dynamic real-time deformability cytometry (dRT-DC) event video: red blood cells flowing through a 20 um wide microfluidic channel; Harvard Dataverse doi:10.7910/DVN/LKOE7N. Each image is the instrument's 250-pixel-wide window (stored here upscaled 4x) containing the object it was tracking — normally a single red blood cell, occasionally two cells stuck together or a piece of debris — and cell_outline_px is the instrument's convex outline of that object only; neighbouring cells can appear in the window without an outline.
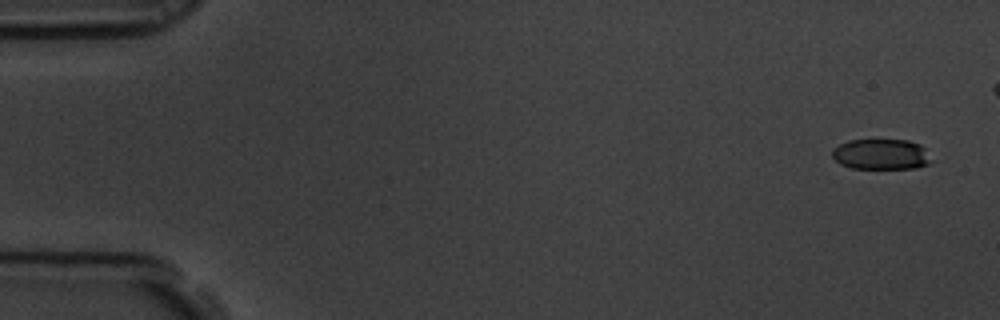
{"species": "common noctule bat (a hibernating species)", "species_latin": "Nyctalus noctula", "temperature_condition": "room temperature", "stored_images_in_passage": 10, "camera_frame_rate_fps": 3000, "um_per_image_px": 0.085, "animal": {"sex": "male", "body_mass_g": 19.5, "forearm_length_mm": 54.6}, "frame": {"image": 1, "passage_image": 1, "time_ms": 0.0, "image_size_px": [1000, 320], "cell_outline_px": [[936, 160], [928, 164], [916, 168], [852, 168], [840, 164], [832, 156], [832, 148], [848, 140], [908, 140], [920, 144]], "centroid_in_image_um": [74.94, 13.11], "position_along_channel_um": 10.1, "area_um2": 17.86}}
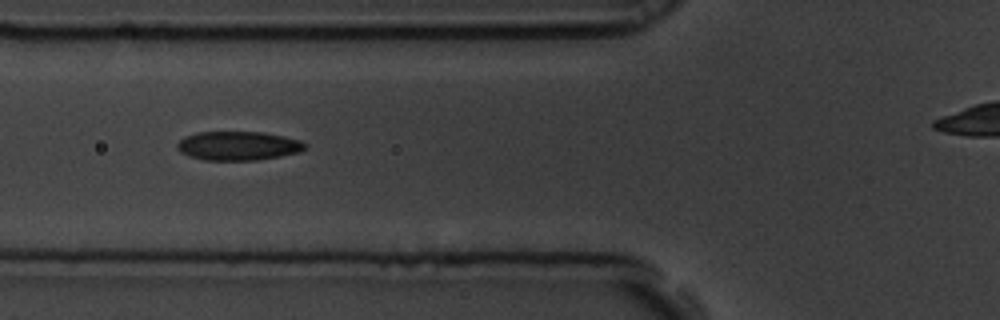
{"frame": {"image": 2, "passage_image": 6, "time_ms": 1.667, "image_size_px": [1000, 320], "cell_outline_px": [[308, 144], [304, 148], [296, 152], [280, 156], [256, 160], [204, 160], [188, 156], [180, 152], [176, 148], [176, 144], [184, 136], [196, 132], [264, 132], [284, 136], [300, 140]], "centroid_in_image_um": [20.19, 12.39], "position_along_channel_um": 105.6, "area_um2": 21.62}}
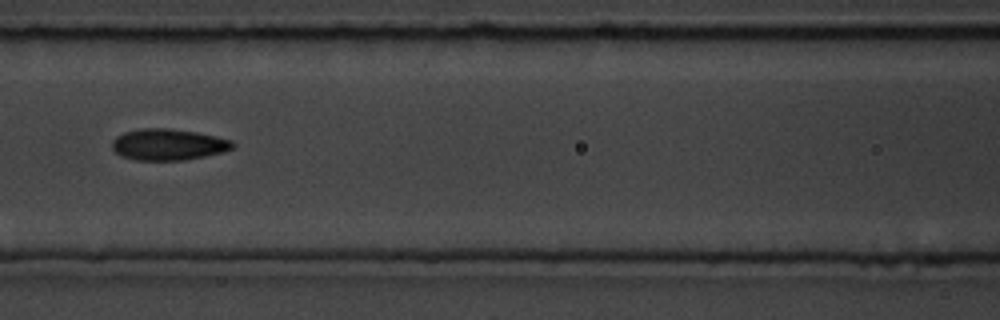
{"frame": {"image": 3, "passage_image": 7, "time_ms": 2.0, "image_size_px": [1000, 320], "cell_outline_px": [[236, 144], [232, 148], [224, 152], [184, 160], [136, 160], [120, 156], [112, 148], [112, 140], [116, 136], [124, 132], [140, 128], [168, 128], [196, 132], [216, 136], [232, 140]], "centroid_in_image_um": [14.29, 12.28], "position_along_channel_um": 152.3, "area_um2": 22.14}}